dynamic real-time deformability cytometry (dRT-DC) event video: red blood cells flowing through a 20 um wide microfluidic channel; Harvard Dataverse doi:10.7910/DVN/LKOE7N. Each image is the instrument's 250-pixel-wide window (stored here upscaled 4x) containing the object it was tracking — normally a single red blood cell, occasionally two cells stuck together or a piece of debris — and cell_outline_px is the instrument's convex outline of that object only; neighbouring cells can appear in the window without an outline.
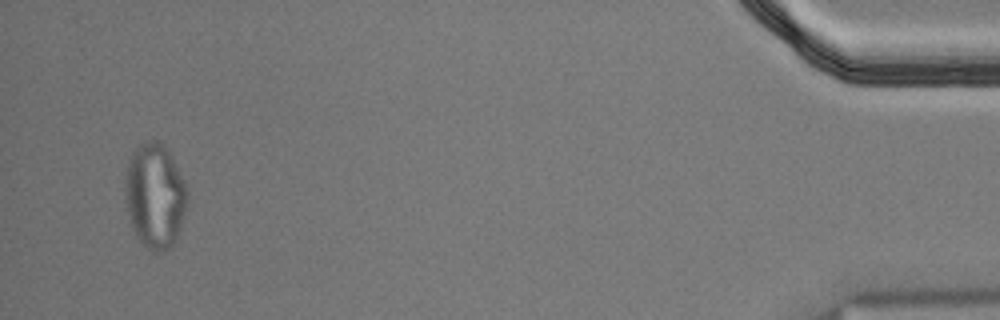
{"species": "Egyptian fruit bat (a non-hibernating species)", "species_latin": "Rousettus aegyptiacus", "temperature_condition": "cold", "stored_images_in_passage": 39, "segment_of_instrument_passage": [2, 2], "camera_frame_rate_fps": 3000, "um_per_image_px": 0.085, "animal": {"sex": "male"}, "frame": {"image": 1, "passage_image": 37, "time_ms": 12.0, "image_size_px": [1000, 320], "cell_outline_px": [[188, 200], [184, 216], [180, 228], [172, 244], [164, 252], [152, 252], [136, 236], [132, 224], [128, 208], [128, 164], [132, 152], [140, 144], [148, 140], [156, 140], [164, 144], [188, 192]], "centroid_in_image_um": [13.21, 16.66], "position_along_channel_um": 422.0, "area_um2": 36.59}}